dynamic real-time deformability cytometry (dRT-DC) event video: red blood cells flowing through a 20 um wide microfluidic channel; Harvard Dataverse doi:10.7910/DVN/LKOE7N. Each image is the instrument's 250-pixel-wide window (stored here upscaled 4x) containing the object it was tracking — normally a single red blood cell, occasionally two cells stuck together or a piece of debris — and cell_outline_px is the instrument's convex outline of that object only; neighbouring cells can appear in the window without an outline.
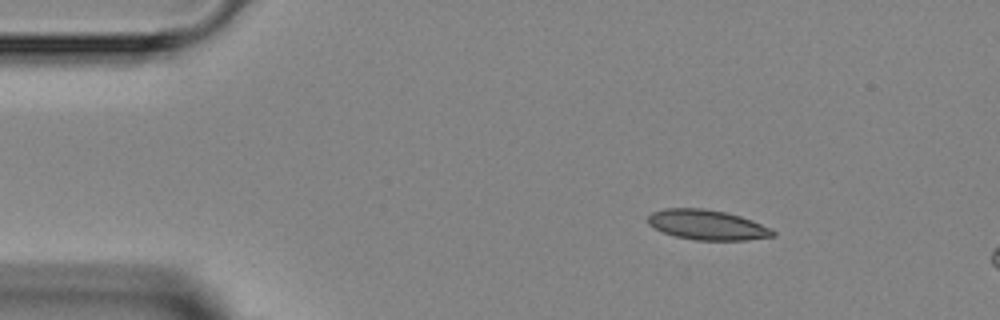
{"species": "Egyptian fruit bat (a non-hibernating species)", "species_latin": "Rousettus aegyptiacus", "temperature_condition": "room temperature", "stored_images_in_passage": 3, "camera_frame_rate_fps": 3000, "um_per_image_px": 0.085, "animal": {"sex": "female"}, "frame": {"image": 1, "passage_image": 1, "time_ms": 0.0, "image_size_px": [1000, 320], "cell_outline_px": [[776, 236], [748, 240], [696, 240], [676, 236], [664, 232], [648, 224], [648, 216], [652, 212], [664, 208], [704, 208], [724, 212], [740, 216], [752, 220], [772, 228], [776, 232]], "centroid_in_image_um": [60.15, 19.11], "position_along_channel_um": 24.8, "area_um2": 21.85}}